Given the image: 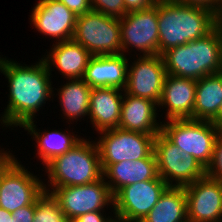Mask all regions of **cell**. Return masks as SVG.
<instances>
[{
	"instance_id": "6da1fadb",
	"label": "cell",
	"mask_w": 222,
	"mask_h": 222,
	"mask_svg": "<svg viewBox=\"0 0 222 222\" xmlns=\"http://www.w3.org/2000/svg\"><path fill=\"white\" fill-rule=\"evenodd\" d=\"M0 72L7 78L9 87L8 104L0 118L1 127L21 128L36 118L48 100L52 98L53 102L52 72L43 58L30 66L0 55Z\"/></svg>"
},
{
	"instance_id": "7a4b0ae2",
	"label": "cell",
	"mask_w": 222,
	"mask_h": 222,
	"mask_svg": "<svg viewBox=\"0 0 222 222\" xmlns=\"http://www.w3.org/2000/svg\"><path fill=\"white\" fill-rule=\"evenodd\" d=\"M218 24V15L208 8L158 0L159 55L206 36Z\"/></svg>"
},
{
	"instance_id": "3957f363",
	"label": "cell",
	"mask_w": 222,
	"mask_h": 222,
	"mask_svg": "<svg viewBox=\"0 0 222 222\" xmlns=\"http://www.w3.org/2000/svg\"><path fill=\"white\" fill-rule=\"evenodd\" d=\"M161 56L169 75L198 80L222 72V23L206 36L169 49Z\"/></svg>"
},
{
	"instance_id": "277c9868",
	"label": "cell",
	"mask_w": 222,
	"mask_h": 222,
	"mask_svg": "<svg viewBox=\"0 0 222 222\" xmlns=\"http://www.w3.org/2000/svg\"><path fill=\"white\" fill-rule=\"evenodd\" d=\"M89 139L83 138L72 149L43 167L49 179L47 185L43 182V188L85 185L103 177L97 144Z\"/></svg>"
},
{
	"instance_id": "5b68a950",
	"label": "cell",
	"mask_w": 222,
	"mask_h": 222,
	"mask_svg": "<svg viewBox=\"0 0 222 222\" xmlns=\"http://www.w3.org/2000/svg\"><path fill=\"white\" fill-rule=\"evenodd\" d=\"M164 121L161 133L171 143L194 157L207 170L212 163L216 140L222 131L212 121L194 119Z\"/></svg>"
},
{
	"instance_id": "8992f818",
	"label": "cell",
	"mask_w": 222,
	"mask_h": 222,
	"mask_svg": "<svg viewBox=\"0 0 222 222\" xmlns=\"http://www.w3.org/2000/svg\"><path fill=\"white\" fill-rule=\"evenodd\" d=\"M92 56L122 54L119 18L90 10L78 15L72 38Z\"/></svg>"
},
{
	"instance_id": "52a82bcc",
	"label": "cell",
	"mask_w": 222,
	"mask_h": 222,
	"mask_svg": "<svg viewBox=\"0 0 222 222\" xmlns=\"http://www.w3.org/2000/svg\"><path fill=\"white\" fill-rule=\"evenodd\" d=\"M44 190L57 199L69 222L89 212L105 211V208L111 207V212H114V195L104 177L85 185Z\"/></svg>"
},
{
	"instance_id": "ba28073f",
	"label": "cell",
	"mask_w": 222,
	"mask_h": 222,
	"mask_svg": "<svg viewBox=\"0 0 222 222\" xmlns=\"http://www.w3.org/2000/svg\"><path fill=\"white\" fill-rule=\"evenodd\" d=\"M158 175L168 186L185 187L206 175L194 157L171 143L161 132L154 138Z\"/></svg>"
},
{
	"instance_id": "9c48e42d",
	"label": "cell",
	"mask_w": 222,
	"mask_h": 222,
	"mask_svg": "<svg viewBox=\"0 0 222 222\" xmlns=\"http://www.w3.org/2000/svg\"><path fill=\"white\" fill-rule=\"evenodd\" d=\"M119 22L122 54L130 56L134 50L140 56L159 54L158 1L150 8L128 12Z\"/></svg>"
},
{
	"instance_id": "30bf717a",
	"label": "cell",
	"mask_w": 222,
	"mask_h": 222,
	"mask_svg": "<svg viewBox=\"0 0 222 222\" xmlns=\"http://www.w3.org/2000/svg\"><path fill=\"white\" fill-rule=\"evenodd\" d=\"M95 138L101 164L135 161L154 151V135L114 128L98 132Z\"/></svg>"
},
{
	"instance_id": "8fae6325",
	"label": "cell",
	"mask_w": 222,
	"mask_h": 222,
	"mask_svg": "<svg viewBox=\"0 0 222 222\" xmlns=\"http://www.w3.org/2000/svg\"><path fill=\"white\" fill-rule=\"evenodd\" d=\"M43 182L15 158L0 174V208L12 213L31 205L44 191Z\"/></svg>"
},
{
	"instance_id": "7c38bea8",
	"label": "cell",
	"mask_w": 222,
	"mask_h": 222,
	"mask_svg": "<svg viewBox=\"0 0 222 222\" xmlns=\"http://www.w3.org/2000/svg\"><path fill=\"white\" fill-rule=\"evenodd\" d=\"M168 187L158 175L155 179L123 187L114 196V215L129 222H141Z\"/></svg>"
},
{
	"instance_id": "4fadbf2b",
	"label": "cell",
	"mask_w": 222,
	"mask_h": 222,
	"mask_svg": "<svg viewBox=\"0 0 222 222\" xmlns=\"http://www.w3.org/2000/svg\"><path fill=\"white\" fill-rule=\"evenodd\" d=\"M166 76L167 71L161 55H137L136 60L128 64L124 92L158 104Z\"/></svg>"
},
{
	"instance_id": "5bb4252c",
	"label": "cell",
	"mask_w": 222,
	"mask_h": 222,
	"mask_svg": "<svg viewBox=\"0 0 222 222\" xmlns=\"http://www.w3.org/2000/svg\"><path fill=\"white\" fill-rule=\"evenodd\" d=\"M187 219L191 222H222V182L205 175L184 187Z\"/></svg>"
},
{
	"instance_id": "9a60e30c",
	"label": "cell",
	"mask_w": 222,
	"mask_h": 222,
	"mask_svg": "<svg viewBox=\"0 0 222 222\" xmlns=\"http://www.w3.org/2000/svg\"><path fill=\"white\" fill-rule=\"evenodd\" d=\"M30 24L54 43L72 40L77 15L59 0L38 1L32 8Z\"/></svg>"
},
{
	"instance_id": "2e32d148",
	"label": "cell",
	"mask_w": 222,
	"mask_h": 222,
	"mask_svg": "<svg viewBox=\"0 0 222 222\" xmlns=\"http://www.w3.org/2000/svg\"><path fill=\"white\" fill-rule=\"evenodd\" d=\"M196 80L167 74L160 101L159 111L166 108L165 120L194 119Z\"/></svg>"
},
{
	"instance_id": "e0dca14e",
	"label": "cell",
	"mask_w": 222,
	"mask_h": 222,
	"mask_svg": "<svg viewBox=\"0 0 222 222\" xmlns=\"http://www.w3.org/2000/svg\"><path fill=\"white\" fill-rule=\"evenodd\" d=\"M124 54L92 56L83 80L91 88L115 87L124 90L130 57Z\"/></svg>"
},
{
	"instance_id": "ac0fdd59",
	"label": "cell",
	"mask_w": 222,
	"mask_h": 222,
	"mask_svg": "<svg viewBox=\"0 0 222 222\" xmlns=\"http://www.w3.org/2000/svg\"><path fill=\"white\" fill-rule=\"evenodd\" d=\"M157 109L156 102L124 92L118 128L156 136L162 128Z\"/></svg>"
},
{
	"instance_id": "d6986e66",
	"label": "cell",
	"mask_w": 222,
	"mask_h": 222,
	"mask_svg": "<svg viewBox=\"0 0 222 222\" xmlns=\"http://www.w3.org/2000/svg\"><path fill=\"white\" fill-rule=\"evenodd\" d=\"M101 167L103 177L114 196L125 186L152 180L158 176L154 151L147 158L121 161L115 164H101Z\"/></svg>"
},
{
	"instance_id": "ffe728a7",
	"label": "cell",
	"mask_w": 222,
	"mask_h": 222,
	"mask_svg": "<svg viewBox=\"0 0 222 222\" xmlns=\"http://www.w3.org/2000/svg\"><path fill=\"white\" fill-rule=\"evenodd\" d=\"M47 53L42 55V58L49 71H54L52 66L56 67L60 75L66 80L83 78L85 69L92 57V54L86 48L73 39L53 43Z\"/></svg>"
},
{
	"instance_id": "44dd1931",
	"label": "cell",
	"mask_w": 222,
	"mask_h": 222,
	"mask_svg": "<svg viewBox=\"0 0 222 222\" xmlns=\"http://www.w3.org/2000/svg\"><path fill=\"white\" fill-rule=\"evenodd\" d=\"M124 90L115 87L92 88L88 117L98 132L118 128Z\"/></svg>"
},
{
	"instance_id": "7402d4cb",
	"label": "cell",
	"mask_w": 222,
	"mask_h": 222,
	"mask_svg": "<svg viewBox=\"0 0 222 222\" xmlns=\"http://www.w3.org/2000/svg\"><path fill=\"white\" fill-rule=\"evenodd\" d=\"M35 121L36 120L25 123L22 128L28 131L27 134L33 137L32 140H35L37 153L34 154H37L36 157L38 156L37 158H39V160L41 159V165L43 166H46L54 158L72 149L83 139L80 135H75V132L72 131L71 133V131L67 129H65V131L60 129L46 131L44 129V131L41 132L34 123Z\"/></svg>"
},
{
	"instance_id": "603a6c76",
	"label": "cell",
	"mask_w": 222,
	"mask_h": 222,
	"mask_svg": "<svg viewBox=\"0 0 222 222\" xmlns=\"http://www.w3.org/2000/svg\"><path fill=\"white\" fill-rule=\"evenodd\" d=\"M59 105L68 124L77 123L78 120H84L88 116L91 87L81 79H68L66 83L57 88ZM70 123H69V122Z\"/></svg>"
},
{
	"instance_id": "cb8c5ba5",
	"label": "cell",
	"mask_w": 222,
	"mask_h": 222,
	"mask_svg": "<svg viewBox=\"0 0 222 222\" xmlns=\"http://www.w3.org/2000/svg\"><path fill=\"white\" fill-rule=\"evenodd\" d=\"M222 105V72L196 80L194 120L212 121Z\"/></svg>"
},
{
	"instance_id": "d4e9b609",
	"label": "cell",
	"mask_w": 222,
	"mask_h": 222,
	"mask_svg": "<svg viewBox=\"0 0 222 222\" xmlns=\"http://www.w3.org/2000/svg\"><path fill=\"white\" fill-rule=\"evenodd\" d=\"M187 198L184 187L168 186L141 222H186Z\"/></svg>"
},
{
	"instance_id": "484cf974",
	"label": "cell",
	"mask_w": 222,
	"mask_h": 222,
	"mask_svg": "<svg viewBox=\"0 0 222 222\" xmlns=\"http://www.w3.org/2000/svg\"><path fill=\"white\" fill-rule=\"evenodd\" d=\"M33 222H69L51 192L43 191L35 200Z\"/></svg>"
},
{
	"instance_id": "4316f807",
	"label": "cell",
	"mask_w": 222,
	"mask_h": 222,
	"mask_svg": "<svg viewBox=\"0 0 222 222\" xmlns=\"http://www.w3.org/2000/svg\"><path fill=\"white\" fill-rule=\"evenodd\" d=\"M91 9L105 15L121 18L128 12L123 0H90Z\"/></svg>"
},
{
	"instance_id": "83f0119b",
	"label": "cell",
	"mask_w": 222,
	"mask_h": 222,
	"mask_svg": "<svg viewBox=\"0 0 222 222\" xmlns=\"http://www.w3.org/2000/svg\"><path fill=\"white\" fill-rule=\"evenodd\" d=\"M206 175L222 182V134L216 140L212 163L207 168Z\"/></svg>"
},
{
	"instance_id": "f1b7e54d",
	"label": "cell",
	"mask_w": 222,
	"mask_h": 222,
	"mask_svg": "<svg viewBox=\"0 0 222 222\" xmlns=\"http://www.w3.org/2000/svg\"><path fill=\"white\" fill-rule=\"evenodd\" d=\"M35 213V201L31 205H26L12 212L11 222H33Z\"/></svg>"
},
{
	"instance_id": "f546056e",
	"label": "cell",
	"mask_w": 222,
	"mask_h": 222,
	"mask_svg": "<svg viewBox=\"0 0 222 222\" xmlns=\"http://www.w3.org/2000/svg\"><path fill=\"white\" fill-rule=\"evenodd\" d=\"M77 16L91 10L90 0H59Z\"/></svg>"
},
{
	"instance_id": "4dcf8cb0",
	"label": "cell",
	"mask_w": 222,
	"mask_h": 222,
	"mask_svg": "<svg viewBox=\"0 0 222 222\" xmlns=\"http://www.w3.org/2000/svg\"><path fill=\"white\" fill-rule=\"evenodd\" d=\"M174 1L189 5L205 7L212 10L217 15H219L222 7V0H174Z\"/></svg>"
},
{
	"instance_id": "1f68e13d",
	"label": "cell",
	"mask_w": 222,
	"mask_h": 222,
	"mask_svg": "<svg viewBox=\"0 0 222 222\" xmlns=\"http://www.w3.org/2000/svg\"><path fill=\"white\" fill-rule=\"evenodd\" d=\"M105 211H95V212H89L84 215L79 216L72 222H108V220L112 217L108 214H104ZM108 215V217L106 216Z\"/></svg>"
},
{
	"instance_id": "d6a6232c",
	"label": "cell",
	"mask_w": 222,
	"mask_h": 222,
	"mask_svg": "<svg viewBox=\"0 0 222 222\" xmlns=\"http://www.w3.org/2000/svg\"><path fill=\"white\" fill-rule=\"evenodd\" d=\"M127 12L143 10L156 4L158 0H123Z\"/></svg>"
},
{
	"instance_id": "836d02e7",
	"label": "cell",
	"mask_w": 222,
	"mask_h": 222,
	"mask_svg": "<svg viewBox=\"0 0 222 222\" xmlns=\"http://www.w3.org/2000/svg\"><path fill=\"white\" fill-rule=\"evenodd\" d=\"M15 155L7 150H0V174L15 159Z\"/></svg>"
},
{
	"instance_id": "e575fe53",
	"label": "cell",
	"mask_w": 222,
	"mask_h": 222,
	"mask_svg": "<svg viewBox=\"0 0 222 222\" xmlns=\"http://www.w3.org/2000/svg\"><path fill=\"white\" fill-rule=\"evenodd\" d=\"M12 215L5 209L0 208V222H11Z\"/></svg>"
},
{
	"instance_id": "d590c367",
	"label": "cell",
	"mask_w": 222,
	"mask_h": 222,
	"mask_svg": "<svg viewBox=\"0 0 222 222\" xmlns=\"http://www.w3.org/2000/svg\"><path fill=\"white\" fill-rule=\"evenodd\" d=\"M212 122L222 131V105L217 116L212 120Z\"/></svg>"
},
{
	"instance_id": "8d00e7d4",
	"label": "cell",
	"mask_w": 222,
	"mask_h": 222,
	"mask_svg": "<svg viewBox=\"0 0 222 222\" xmlns=\"http://www.w3.org/2000/svg\"><path fill=\"white\" fill-rule=\"evenodd\" d=\"M109 214H111L112 217L108 220V222H129L126 219H123V218H121V217H119L117 215L112 214L111 212Z\"/></svg>"
},
{
	"instance_id": "74e56055",
	"label": "cell",
	"mask_w": 222,
	"mask_h": 222,
	"mask_svg": "<svg viewBox=\"0 0 222 222\" xmlns=\"http://www.w3.org/2000/svg\"><path fill=\"white\" fill-rule=\"evenodd\" d=\"M218 19H219V23H222V7H221V11L218 15Z\"/></svg>"
}]
</instances>
